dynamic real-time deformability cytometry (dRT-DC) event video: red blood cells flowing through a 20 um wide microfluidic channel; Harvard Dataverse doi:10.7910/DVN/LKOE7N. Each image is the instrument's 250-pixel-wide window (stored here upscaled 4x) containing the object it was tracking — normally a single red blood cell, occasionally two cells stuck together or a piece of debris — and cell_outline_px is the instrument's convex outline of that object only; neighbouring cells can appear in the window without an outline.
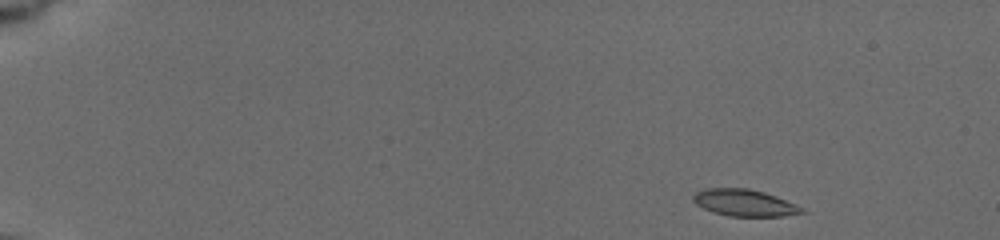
{"species": "common noctule bat (a hibernating species)", "species_latin": "Nyctalus noctula", "temperature_condition": "cold", "stored_images_in_passage": 43, "camera_frame_rate_fps": 3000, "um_per_image_px": 0.085, "animal": {"sex": "female", "body_mass_g": 19.5, "forearm_length_mm": 54.1}, "frame": {"image": 1, "passage_image": 1, "time_ms": 0.0, "image_size_px": [1000, 240], "cell_outline_px": [[808, 212], [784, 216], [728, 216], [712, 212], [696, 204], [692, 200], [692, 196], [696, 192], [704, 188], [748, 188], [764, 192], [776, 196], [796, 204], [804, 208]], "centroid_in_image_um": [63.29, 17.24], "position_along_channel_um": 21.7, "area_um2": 17.11}}
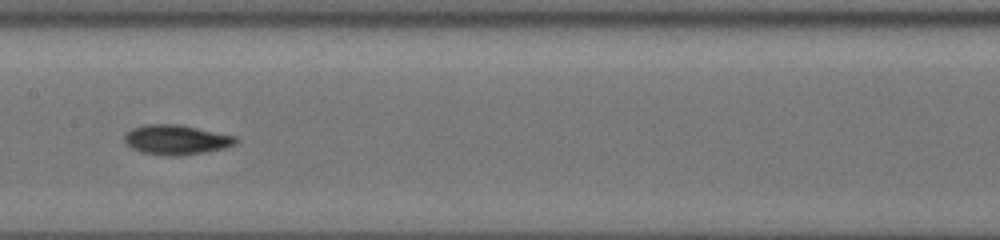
{"frame": {"image": 2, "passage_image": 22, "time_ms": 8.0, "image_size_px": [1000, 240], "cell_outline_px": [[240, 140], [236, 144], [224, 148], [208, 152], [180, 156], [164, 156], [140, 152], [132, 148], [124, 140], [124, 136], [132, 128], [148, 124], [180, 124], [236, 136]], "centroid_in_image_um": [15.02, 11.89], "position_along_channel_um": 192.4, "area_um2": 19.54}}
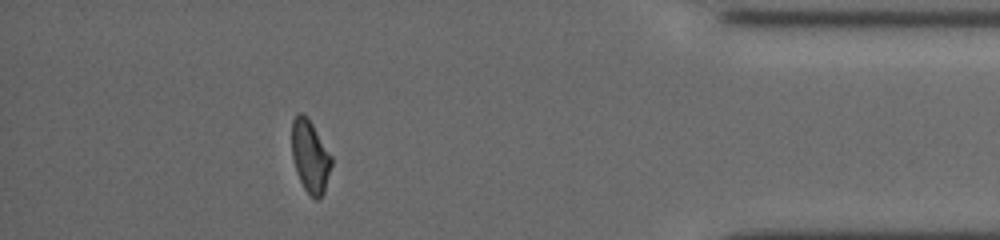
{"frame": {"image": 3, "passage_image": 38, "time_ms": 14.667, "image_size_px": [1000, 240], "cell_outline_px": [[332, 164], [324, 192], [316, 200], [304, 188], [296, 172], [292, 156], [292, 120], [296, 112], [300, 112], [312, 124], [332, 156]], "centroid_in_image_um": [26.36, 13.29], "position_along_channel_um": 408.8, "area_um2": 16.53}, "authors_computed_cell_mechanics": {"area_um2": 17.6868, "velocity_mm_per_s": 3.7766, "shape_relaxation_time_tau1_ms": 4.2021, "shape_relaxation_time_tau2_ms": 9.2625, "deformation_change_tau1": 0.104, "deformation_change_tau2": 0.1389}}